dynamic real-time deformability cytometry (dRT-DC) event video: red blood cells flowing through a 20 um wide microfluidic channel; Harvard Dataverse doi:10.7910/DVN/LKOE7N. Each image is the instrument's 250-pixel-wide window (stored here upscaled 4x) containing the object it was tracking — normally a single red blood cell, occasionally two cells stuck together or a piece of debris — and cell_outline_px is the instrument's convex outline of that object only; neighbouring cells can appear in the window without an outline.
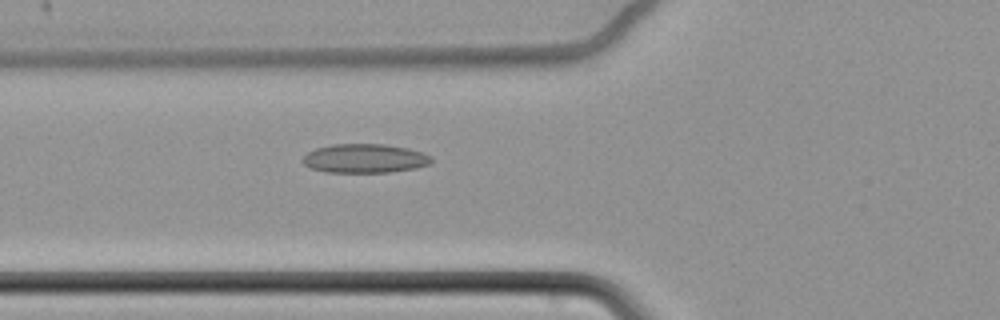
{"species": "common noctule bat (a hibernating species)", "species_latin": "Nyctalus noctula", "temperature_condition": "cold", "stored_images_in_passage": 21, "camera_frame_rate_fps": 3000, "um_per_image_px": 0.085, "animal": {"sex": "female", "body_mass_g": 22.7, "forearm_length_mm": 54.2}, "frame": {"image": 1, "passage_image": 5, "time_ms": 1.333, "image_size_px": [1000, 320], "cell_outline_px": [[432, 160], [428, 164], [416, 168], [388, 172], [324, 172], [308, 168], [300, 160], [308, 152], [316, 148], [332, 144], [384, 144], [408, 148], [432, 156]], "centroid_in_image_um": [30.95, 13.47], "position_along_channel_um": 94.8, "area_um2": 21.79}}
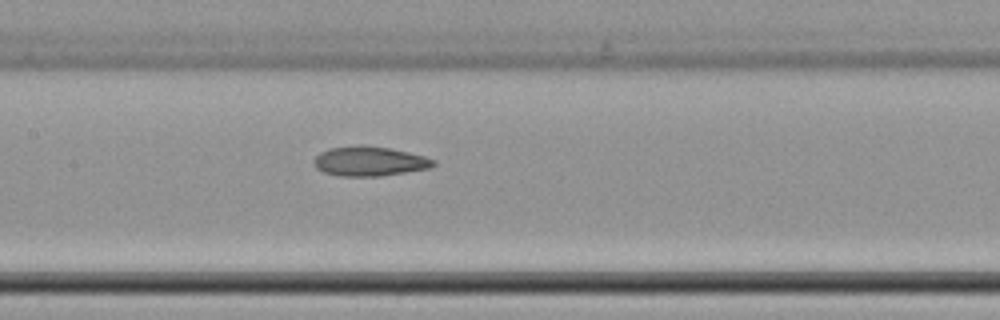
{"frame": {"image": 2, "passage_image": 12, "time_ms": 3.667, "image_size_px": [1000, 320], "cell_outline_px": [[436, 164], [432, 168], [380, 176], [340, 176], [324, 172], [316, 168], [312, 164], [312, 160], [320, 152], [328, 148], [360, 144], [388, 148], [408, 152], [424, 156], [436, 160]], "centroid_in_image_um": [31.39, 13.7], "position_along_channel_um": 176.0, "area_um2": 20.87}}
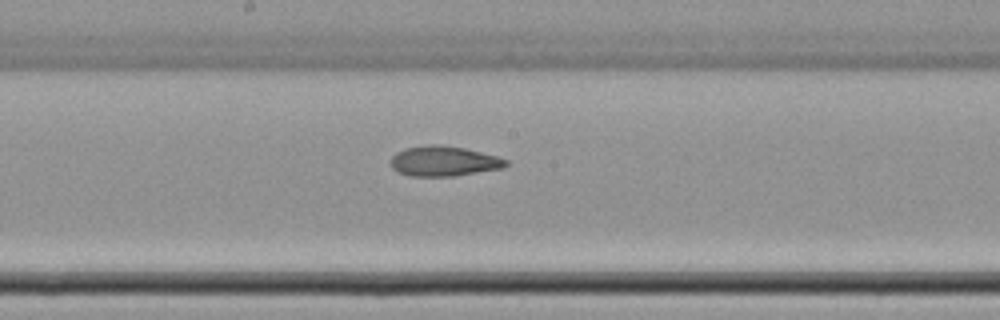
{"frame": {"image": 3, "passage_image": 15, "time_ms": 4.667, "image_size_px": [1000, 320], "cell_outline_px": [[508, 164], [504, 168], [456, 176], [408, 176], [396, 172], [392, 168], [392, 156], [396, 152], [404, 148], [432, 144], [440, 144], [464, 148], [496, 156], [508, 160]], "centroid_in_image_um": [37.72, 13.7], "position_along_channel_um": 210.5, "area_um2": 20.35}}